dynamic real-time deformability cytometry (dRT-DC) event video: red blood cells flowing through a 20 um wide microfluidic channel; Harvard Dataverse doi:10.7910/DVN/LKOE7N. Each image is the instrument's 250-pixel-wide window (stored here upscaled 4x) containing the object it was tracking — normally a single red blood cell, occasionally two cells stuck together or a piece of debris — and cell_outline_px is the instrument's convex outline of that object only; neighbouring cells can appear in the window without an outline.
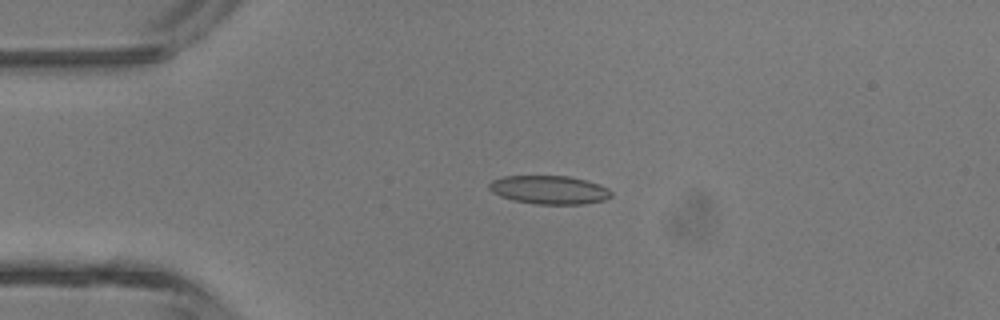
{"species": "common noctule bat (a hibernating species)", "species_latin": "Nyctalus noctula", "temperature_condition": "room temperature", "stored_images_in_passage": 4, "camera_frame_rate_fps": 3000, "um_per_image_px": 0.085, "animal": {"sex": "male", "body_mass_g": 13.3}, "frame": {"image": 1, "passage_image": 3, "time_ms": 2.333, "image_size_px": [1000, 320], "cell_outline_px": [[612, 196], [604, 200], [584, 204], [536, 204], [516, 200], [500, 196], [492, 192], [488, 188], [488, 184], [492, 180], [504, 176], [568, 176], [600, 184], [608, 188], [612, 192]], "centroid_in_image_um": [46.7, 16.13], "position_along_channel_um": 38.3, "area_um2": 20.23}}
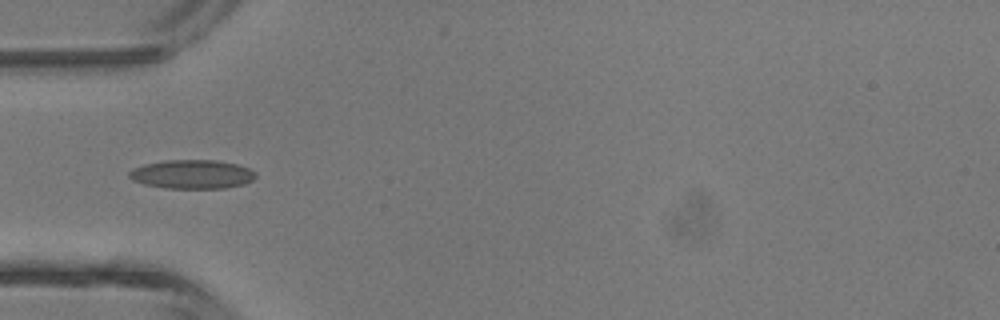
{"frame": {"image": 2, "passage_image": 4, "time_ms": 3.667, "image_size_px": [1000, 320], "cell_outline_px": [[256, 176], [252, 180], [244, 184], [224, 188], [168, 188], [144, 184], [132, 180], [128, 176], [128, 172], [132, 168], [144, 164], [164, 160], [216, 160], [236, 164], [248, 168], [256, 172]], "centroid_in_image_um": [16.3, 14.8], "position_along_channel_um": 68.7, "area_um2": 21.33}}